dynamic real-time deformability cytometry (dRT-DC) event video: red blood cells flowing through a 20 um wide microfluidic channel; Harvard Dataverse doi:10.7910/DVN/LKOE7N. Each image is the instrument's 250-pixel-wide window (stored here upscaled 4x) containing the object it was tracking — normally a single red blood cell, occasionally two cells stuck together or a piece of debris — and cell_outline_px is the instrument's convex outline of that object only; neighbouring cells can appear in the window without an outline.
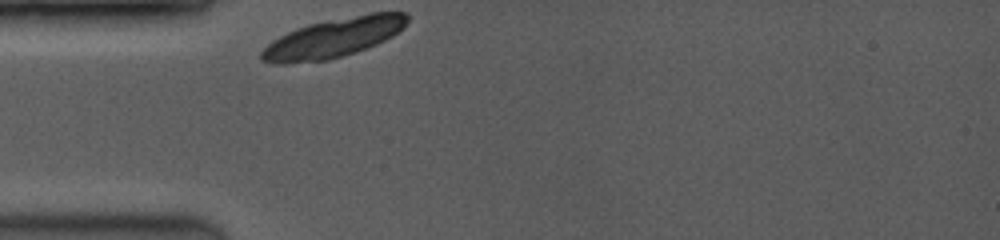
{"species": "common noctule bat (a hibernating species)", "species_latin": "Nyctalus noctula", "temperature_condition": "room temperature", "stored_images_in_passage": 2, "camera_frame_rate_fps": 3500, "um_per_image_px": 0.085, "animal": {"sex": "female", "body_mass_g": 19.0, "forearm_length_mm": 53.3}, "frame": {"image": 1, "passage_image": 1, "time_ms": 0.0, "image_size_px": [1000, 240], "cell_outline_px": [[408, 20], [392, 36], [376, 44], [356, 52], [328, 60], [284, 64], [276, 64], [260, 60], [260, 52], [272, 40], [296, 28], [308, 24], [368, 12], [408, 12]], "centroid_in_image_um": [28.31, 3.22], "position_along_channel_um": 56.7, "area_um2": 33.29}}